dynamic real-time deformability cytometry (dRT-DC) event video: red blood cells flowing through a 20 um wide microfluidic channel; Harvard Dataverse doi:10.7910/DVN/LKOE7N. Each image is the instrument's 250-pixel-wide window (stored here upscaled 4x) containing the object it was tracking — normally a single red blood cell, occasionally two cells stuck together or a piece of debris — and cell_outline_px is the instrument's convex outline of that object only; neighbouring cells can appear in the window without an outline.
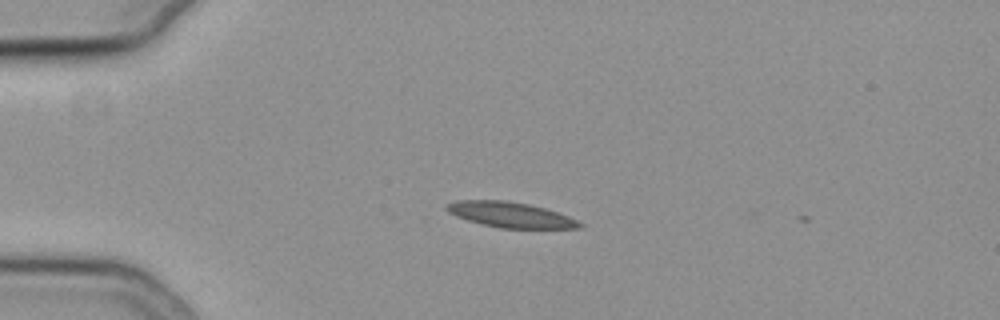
{"species": "common noctule bat (a hibernating species)", "species_latin": "Nyctalus noctula", "temperature_condition": "cold", "stored_images_in_passage": 2, "camera_frame_rate_fps": 3000, "um_per_image_px": 0.085, "animal": {"sex": "female", "body_mass_g": 19.3, "forearm_length_mm": 54.1}, "frame": {"image": 1, "passage_image": 1, "time_ms": 0.0, "image_size_px": [1000, 320], "cell_outline_px": [[584, 228], [500, 228], [468, 220], [456, 216], [448, 212], [444, 208], [444, 204], [456, 200], [504, 200], [528, 204], [544, 208], [568, 216], [584, 224]], "centroid_in_image_um": [43.35, 18.25], "position_along_channel_um": 41.6, "area_um2": 19.59}}